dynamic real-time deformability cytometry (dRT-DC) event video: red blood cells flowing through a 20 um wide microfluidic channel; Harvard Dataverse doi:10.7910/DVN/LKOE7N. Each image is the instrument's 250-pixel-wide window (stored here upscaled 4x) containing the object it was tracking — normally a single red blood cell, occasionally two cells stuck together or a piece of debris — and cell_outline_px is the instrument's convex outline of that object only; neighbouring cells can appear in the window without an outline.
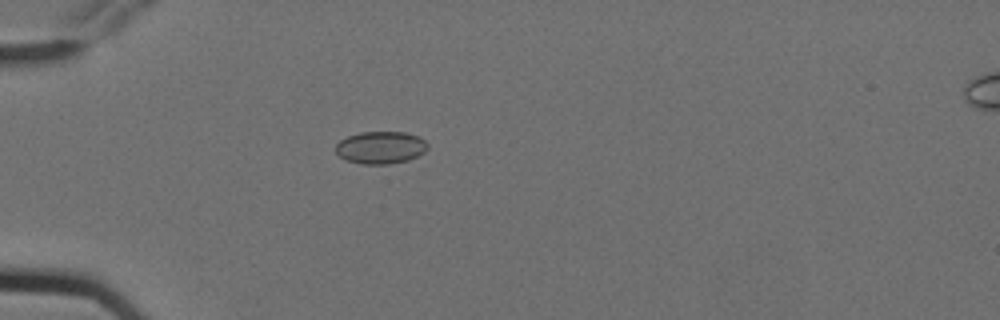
{"species": "Egyptian fruit bat (a non-hibernating species)", "species_latin": "Rousettus aegyptiacus", "temperature_condition": "cold", "stored_images_in_passage": 5, "camera_frame_rate_fps": 3000, "um_per_image_px": 0.085, "animal": {"sex": "female"}, "frame": {"image": 1, "passage_image": 5, "time_ms": 1.333, "image_size_px": [1000, 320], "cell_outline_px": [[428, 148], [424, 152], [408, 160], [388, 164], [360, 164], [348, 160], [340, 156], [336, 152], [336, 144], [340, 140], [348, 136], [360, 132], [404, 132], [420, 136], [428, 144]], "centroid_in_image_um": [32.37, 12.53], "position_along_channel_um": 52.6, "area_um2": 17.34}}